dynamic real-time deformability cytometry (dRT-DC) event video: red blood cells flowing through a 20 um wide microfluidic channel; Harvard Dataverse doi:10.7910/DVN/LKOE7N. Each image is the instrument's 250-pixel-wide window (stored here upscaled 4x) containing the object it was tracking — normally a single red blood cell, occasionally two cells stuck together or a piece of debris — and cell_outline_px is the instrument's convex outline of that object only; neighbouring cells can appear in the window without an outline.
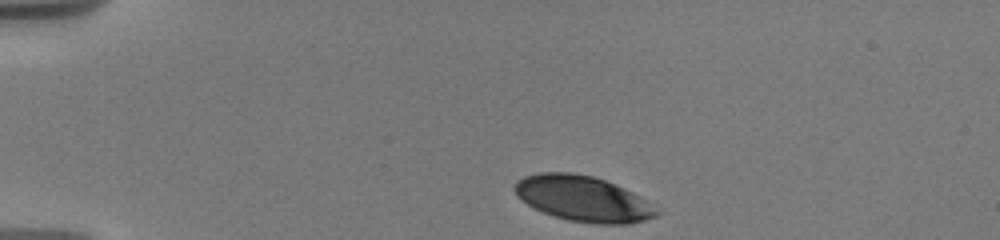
{"species": "human", "species_latin": "Homo sapiens", "temperature_condition": "warm", "stored_images_in_passage": 16, "camera_frame_rate_fps": 3000, "um_per_image_px": 0.085, "donor": {"sex": "male"}, "frame": {"image": 1, "passage_image": 1, "time_ms": 0.0, "image_size_px": [1000, 240], "cell_outline_px": [[660, 212], [656, 216], [644, 220], [628, 224], [592, 224], [568, 220], [552, 216], [528, 204], [516, 196], [512, 188], [516, 180], [524, 176], [540, 172], [572, 172], [592, 176], [604, 180], [632, 192], [640, 196]], "centroid_in_image_um": [49.51, 16.89], "position_along_channel_um": 35.5, "area_um2": 37.63}}
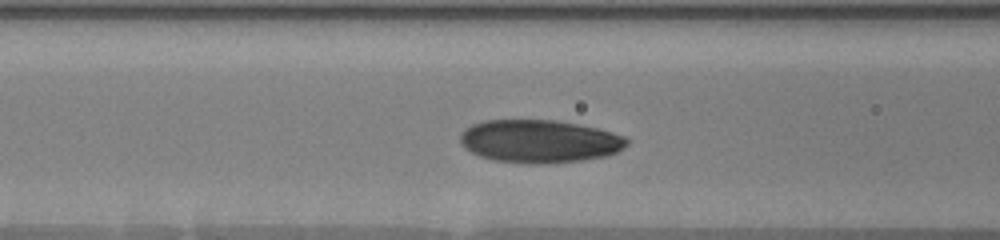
{"frame": {"image": 2, "passage_image": 10, "time_ms": 4.0, "image_size_px": [1000, 240], "cell_outline_px": [[632, 140], [624, 148], [608, 156], [584, 160], [544, 164], [524, 164], [492, 160], [480, 156], [464, 148], [460, 140], [460, 136], [472, 124], [484, 120], [556, 120], [580, 124], [612, 132], [624, 136]], "centroid_in_image_um": [45.9, 12.02], "position_along_channel_um": 120.7, "area_um2": 42.08}}
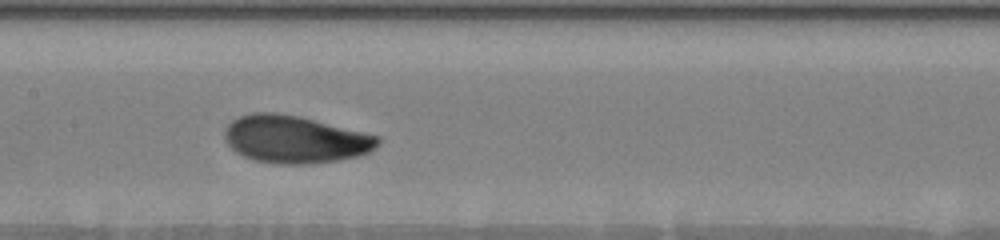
{"frame": {"image": 3, "passage_image": 14, "time_ms": 5.667, "image_size_px": [1000, 240], "cell_outline_px": [[380, 144], [376, 148], [360, 156], [340, 160], [308, 164], [276, 164], [256, 160], [244, 156], [236, 152], [228, 144], [224, 136], [224, 132], [228, 124], [232, 120], [240, 116], [252, 112], [276, 112], [300, 116], [380, 136]], "centroid_in_image_um": [25.1, 11.84], "position_along_channel_um": 182.3, "area_um2": 42.66}}